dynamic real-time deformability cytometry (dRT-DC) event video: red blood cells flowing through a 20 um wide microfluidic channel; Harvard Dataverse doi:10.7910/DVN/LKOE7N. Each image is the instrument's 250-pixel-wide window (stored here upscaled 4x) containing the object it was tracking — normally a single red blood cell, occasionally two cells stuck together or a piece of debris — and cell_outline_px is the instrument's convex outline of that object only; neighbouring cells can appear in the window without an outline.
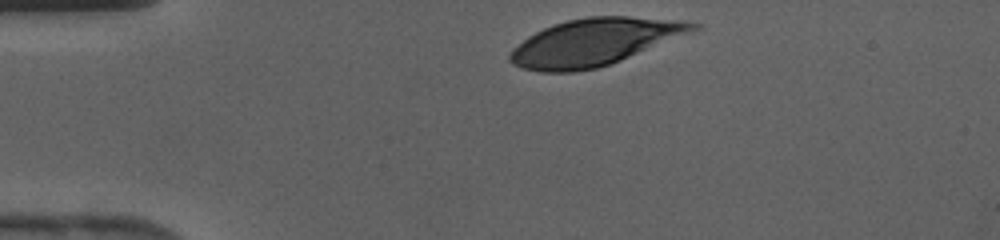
{"species": "human", "species_latin": "Homo sapiens", "temperature_condition": "cold", "stored_images_in_passage": 27, "camera_frame_rate_fps": 3000, "um_per_image_px": 0.085, "donor": {"sex": "female"}, "frame": {"image": 1, "passage_image": 1, "time_ms": 0.0, "image_size_px": [1000, 240], "cell_outline_px": [[704, 28], [620, 60], [596, 68], [572, 72], [540, 72], [520, 68], [512, 64], [508, 60], [508, 56], [512, 48], [528, 36], [552, 24], [568, 20], [588, 16], [628, 16], [680, 20], [700, 24]], "centroid_in_image_um": [50.53, 3.57], "position_along_channel_um": 34.5, "area_um2": 50.29}}
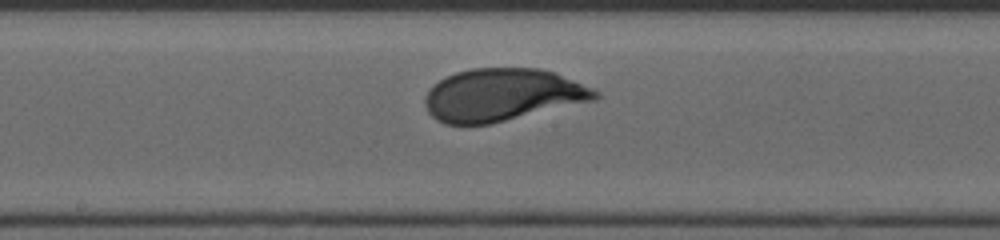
{"frame": {"image": 2, "passage_image": 15, "time_ms": 4.667, "image_size_px": [1000, 240], "cell_outline_px": [[600, 96], [596, 100], [492, 124], [444, 124], [436, 120], [428, 112], [424, 104], [424, 96], [428, 88], [440, 80], [456, 72], [472, 68], [540, 68], [556, 72], [592, 88], [600, 92]], "centroid_in_image_um": [42.7, 8.07], "position_along_channel_um": 205.5, "area_um2": 52.54}}
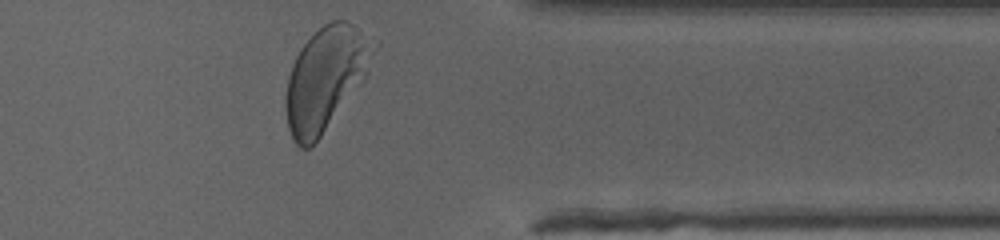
{"frame": {"image": 3, "passage_image": 27, "time_ms": 8.667, "image_size_px": [1000, 240], "cell_outline_px": [[380, 44], [368, 72], [364, 80], [320, 136], [308, 148], [300, 148], [292, 140], [288, 128], [284, 104], [284, 96], [288, 76], [292, 64], [300, 48], [324, 24], [332, 20], [344, 20], [352, 24], [380, 40]], "centroid_in_image_um": [27.71, 6.63], "position_along_channel_um": 383.7, "area_um2": 53.23}}